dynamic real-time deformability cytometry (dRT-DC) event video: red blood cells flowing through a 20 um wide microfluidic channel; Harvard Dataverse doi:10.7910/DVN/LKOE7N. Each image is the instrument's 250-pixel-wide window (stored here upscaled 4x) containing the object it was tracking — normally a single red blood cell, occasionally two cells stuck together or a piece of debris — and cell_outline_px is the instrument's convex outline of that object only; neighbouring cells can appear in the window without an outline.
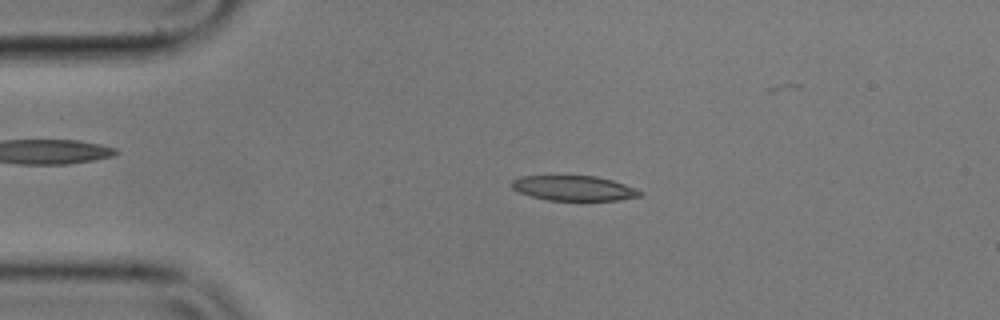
{"species": "common noctule bat (a hibernating species)", "species_latin": "Nyctalus noctula", "temperature_condition": "cold", "stored_images_in_passage": 5, "camera_frame_rate_fps": 3000, "um_per_image_px": 0.085, "animal": {"sex": "male", "body_mass_g": 17.9}, "frame": {"image": 1, "passage_image": 2, "time_ms": 0.333, "image_size_px": [1000, 320], "cell_outline_px": [[644, 196], [616, 200], [548, 200], [532, 196], [520, 192], [512, 188], [512, 180], [520, 176], [596, 176], [612, 180], [624, 184], [644, 192]], "centroid_in_image_um": [48.81, 15.99], "position_along_channel_um": 36.2, "area_um2": 18.55}}
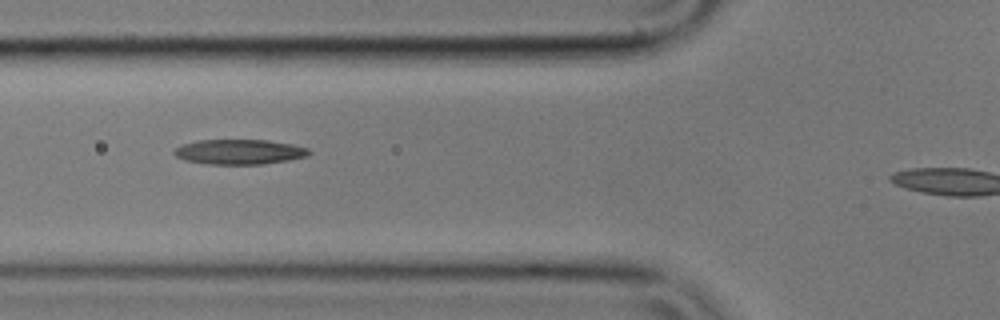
{"frame": {"image": 2, "passage_image": 4, "time_ms": 1.0, "image_size_px": [1000, 320], "cell_outline_px": [[312, 152], [308, 156], [288, 160], [264, 164], [208, 164], [184, 160], [176, 156], [172, 152], [176, 148], [184, 144], [196, 140], [268, 140], [292, 144], [308, 148]], "centroid_in_image_um": [20.36, 12.91], "position_along_channel_um": 105.4, "area_um2": 19.65}}